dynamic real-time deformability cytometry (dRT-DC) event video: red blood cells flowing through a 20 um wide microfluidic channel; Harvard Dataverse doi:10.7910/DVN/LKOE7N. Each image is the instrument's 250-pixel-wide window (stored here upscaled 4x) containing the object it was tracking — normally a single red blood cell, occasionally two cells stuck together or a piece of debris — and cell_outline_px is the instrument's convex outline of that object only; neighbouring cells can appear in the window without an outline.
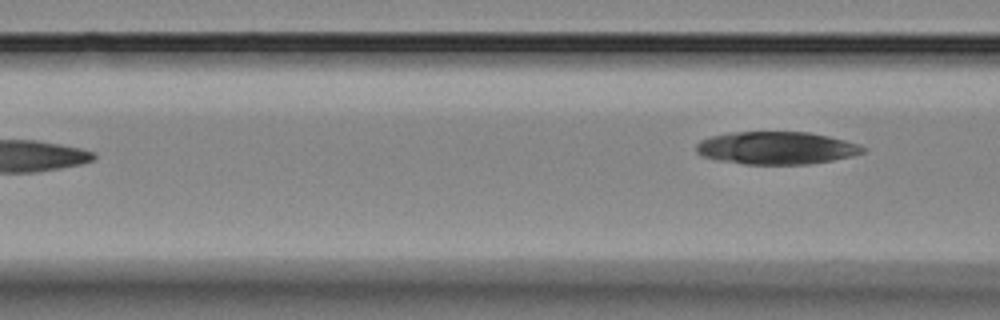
{"species": "Egyptian fruit bat (a non-hibernating species)", "species_latin": "Rousettus aegyptiacus", "temperature_condition": "room temperature", "stored_images_in_passage": 3, "camera_frame_rate_fps": 3000, "um_per_image_px": 0.085, "animal": {"sex": "female"}, "frame": {"image": 1, "passage_image": 3, "time_ms": 2.333, "image_size_px": [1000, 320], "cell_outline_px": [[864, 152], [852, 156], [832, 160], [808, 164], [744, 164], [716, 160], [700, 156], [696, 152], [696, 144], [700, 140], [712, 136], [728, 132], [808, 132], [828, 136], [860, 144], [864, 148]], "centroid_in_image_um": [65.94, 12.58], "position_along_channel_um": 100.7, "area_um2": 31.79}}